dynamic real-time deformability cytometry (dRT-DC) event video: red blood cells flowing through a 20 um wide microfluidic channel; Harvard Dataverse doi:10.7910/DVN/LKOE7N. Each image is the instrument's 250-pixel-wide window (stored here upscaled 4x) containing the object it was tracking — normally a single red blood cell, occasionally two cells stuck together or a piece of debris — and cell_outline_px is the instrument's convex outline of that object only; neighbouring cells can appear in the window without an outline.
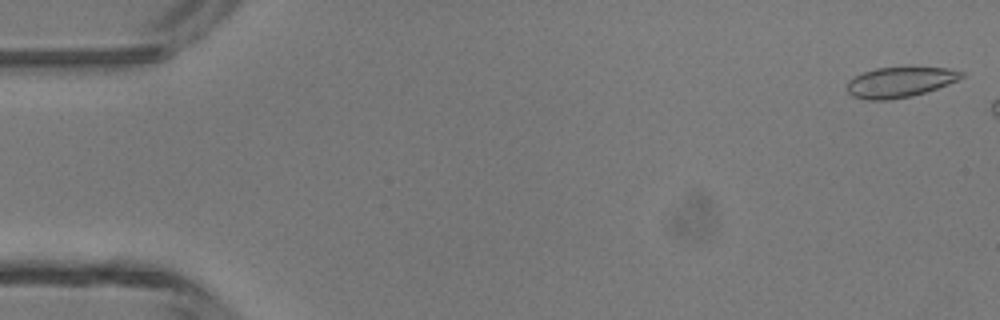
{"species": "common noctule bat (a hibernating species)", "species_latin": "Nyctalus noctula", "temperature_condition": "room temperature", "stored_images_in_passage": 6, "camera_frame_rate_fps": 3000, "um_per_image_px": 0.085, "animal": {"sex": "male", "body_mass_g": 13.3}, "frame": {"image": 1, "passage_image": 1, "time_ms": 0.0, "image_size_px": [1000, 320], "cell_outline_px": [[964, 76], [948, 84], [912, 96], [888, 100], [868, 100], [852, 96], [848, 92], [848, 80], [864, 72], [876, 68], [948, 68], [964, 72]], "centroid_in_image_um": [76.47, 6.99], "position_along_channel_um": 8.5, "area_um2": 19.83}}